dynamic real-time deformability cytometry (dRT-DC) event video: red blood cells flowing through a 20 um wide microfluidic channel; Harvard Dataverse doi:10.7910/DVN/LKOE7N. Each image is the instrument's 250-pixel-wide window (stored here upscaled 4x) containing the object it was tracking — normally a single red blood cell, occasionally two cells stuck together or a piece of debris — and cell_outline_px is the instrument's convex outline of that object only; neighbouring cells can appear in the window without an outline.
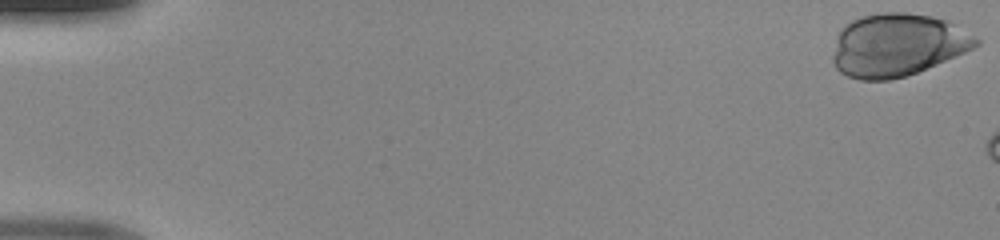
{"species": "human", "species_latin": "Homo sapiens", "temperature_condition": "room temperature", "stored_images_in_passage": 11, "camera_frame_rate_fps": 3000, "um_per_image_px": 0.085, "donor": {"sex": "male"}, "frame": {"image": 1, "passage_image": 1, "time_ms": 0.0, "image_size_px": [1000, 240], "cell_outline_px": [[980, 44], [964, 52], [936, 64], [916, 72], [904, 76], [888, 80], [860, 80], [848, 76], [840, 72], [836, 68], [832, 60], [832, 56], [840, 28], [852, 20], [864, 16], [880, 12], [908, 12], [932, 16], [944, 20], [952, 24], [980, 40]], "centroid_in_image_um": [76.22, 3.82], "position_along_channel_um": 8.8, "area_um2": 51.79}}